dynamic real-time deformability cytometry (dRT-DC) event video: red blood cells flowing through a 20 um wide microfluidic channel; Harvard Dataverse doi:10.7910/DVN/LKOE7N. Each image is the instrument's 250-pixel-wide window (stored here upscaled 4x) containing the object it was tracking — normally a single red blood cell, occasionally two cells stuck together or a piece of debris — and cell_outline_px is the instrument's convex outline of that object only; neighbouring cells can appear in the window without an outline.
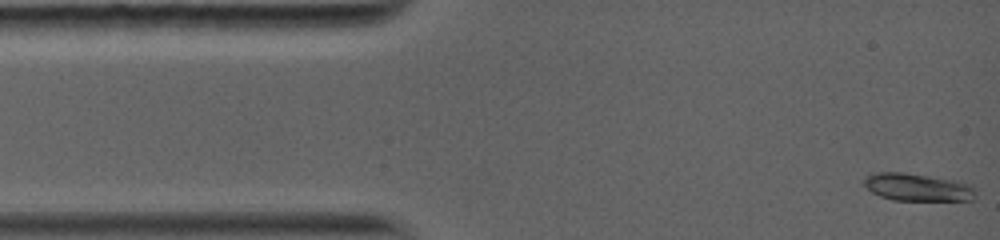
{"species": "common noctule bat (a hibernating species)", "species_latin": "Nyctalus noctula", "temperature_condition": "warm", "stored_images_in_passage": 27, "camera_frame_rate_fps": 5000, "um_per_image_px": 0.085, "animal": {"sex": "female", "body_mass_g": 19.0, "forearm_length_mm": 56.7}, "frame": {"image": 1, "passage_image": 1, "time_ms": 0.0, "image_size_px": [1000, 240], "cell_outline_px": [[976, 200], [892, 200], [880, 196], [872, 192], [864, 184], [864, 180], [868, 176], [876, 172], [904, 172], [960, 180], [968, 184], [972, 188]], "centroid_in_image_um": [78.0, 15.91], "position_along_channel_um": 7.0, "area_um2": 17.92}}
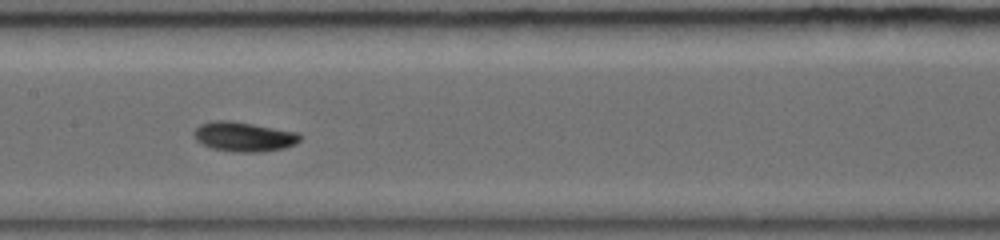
{"frame": {"image": 2, "passage_image": 16, "time_ms": 6.2, "image_size_px": [1000, 240], "cell_outline_px": [[300, 140], [296, 144], [284, 148], [260, 152], [236, 152], [212, 148], [196, 140], [192, 136], [192, 132], [200, 124], [212, 120], [232, 120], [296, 132], [300, 136]], "centroid_in_image_um": [20.69, 11.61], "position_along_channel_um": 186.7, "area_um2": 18.32}}
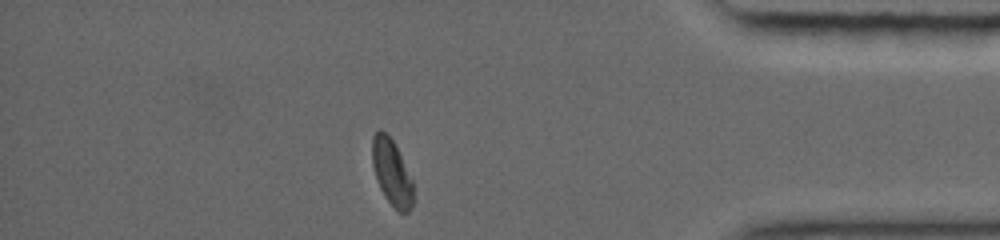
{"frame": {"image": 3, "passage_image": 27, "time_ms": 12.2, "image_size_px": [1000, 240], "cell_outline_px": [[412, 204], [408, 212], [400, 212], [384, 196], [380, 188], [372, 164], [372, 136], [380, 128], [392, 140], [412, 180]], "centroid_in_image_um": [33.27, 14.64], "position_along_channel_um": 401.9, "area_um2": 15.2}, "authors_computed_cell_mechanics": {"area_um2": 17.1088, "velocity_mm_per_s": 4.0987, "shape_relaxation_time_tau1_ms": 2.9048, "shape_relaxation_time_tau2_ms": null, "deformation_change_tau1": 0.1279, "deformation_change_tau2": null}}